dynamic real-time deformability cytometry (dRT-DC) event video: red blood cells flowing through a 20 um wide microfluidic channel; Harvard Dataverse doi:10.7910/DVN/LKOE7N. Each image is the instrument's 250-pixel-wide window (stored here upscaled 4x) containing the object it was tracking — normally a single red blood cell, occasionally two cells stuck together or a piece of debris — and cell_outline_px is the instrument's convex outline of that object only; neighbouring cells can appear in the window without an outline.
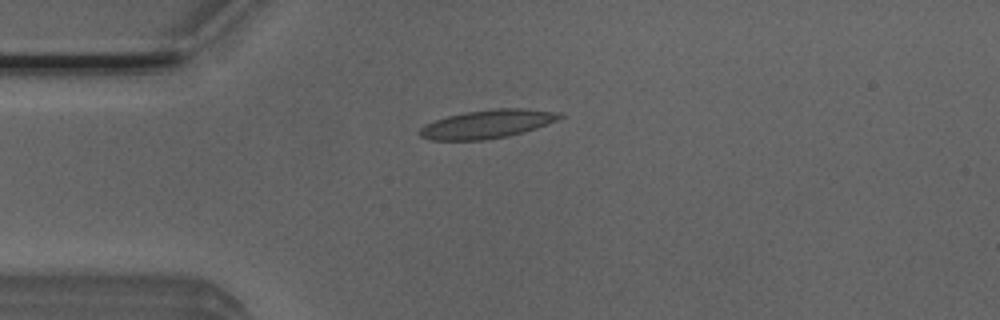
{"species": "Egyptian fruit bat (a non-hibernating species)", "species_latin": "Rousettus aegyptiacus", "temperature_condition": "room temperature", "stored_images_in_passage": 3, "camera_frame_rate_fps": 3000, "um_per_image_px": 0.085, "animal": {"sex": "male"}, "frame": {"image": 1, "passage_image": 1, "time_ms": 0.0, "image_size_px": [1000, 320], "cell_outline_px": [[564, 116], [556, 120], [536, 128], [508, 136], [484, 140], [428, 140], [420, 136], [420, 128], [424, 124], [448, 116], [464, 112], [496, 108], [524, 108], [560, 112]], "centroid_in_image_um": [41.41, 10.54], "position_along_channel_um": 43.6, "area_um2": 23.18}}
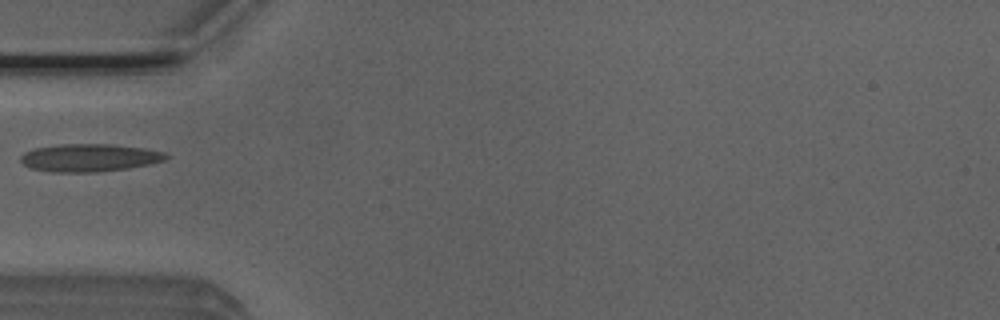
{"frame": {"image": 2, "passage_image": 2, "time_ms": 0.333, "image_size_px": [1000, 320], "cell_outline_px": [[168, 156], [164, 160], [148, 164], [128, 168], [96, 172], [52, 172], [32, 168], [24, 164], [20, 160], [20, 156], [24, 152], [36, 148], [60, 144], [112, 144], [144, 148], [164, 152]], "centroid_in_image_um": [7.58, 13.4], "position_along_channel_um": 77.4, "area_um2": 23.35}}